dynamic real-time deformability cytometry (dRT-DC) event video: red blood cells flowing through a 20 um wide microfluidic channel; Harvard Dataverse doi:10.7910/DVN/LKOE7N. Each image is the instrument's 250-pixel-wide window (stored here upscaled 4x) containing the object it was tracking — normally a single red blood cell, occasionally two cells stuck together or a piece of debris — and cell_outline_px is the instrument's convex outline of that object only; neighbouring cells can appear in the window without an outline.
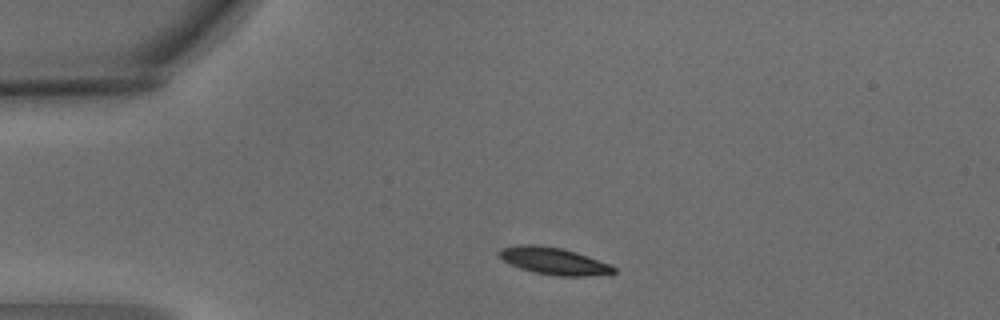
{"species": "common noctule bat (a hibernating species)", "species_latin": "Nyctalus noctula", "temperature_condition": "warm", "stored_images_in_passage": 2, "camera_frame_rate_fps": 3000, "um_per_image_px": 0.085, "animal": {"sex": "male", "body_mass_g": 15.6}, "frame": {"image": 1, "passage_image": 1, "time_ms": 0.0, "image_size_px": [1000, 320], "cell_outline_px": [[616, 272], [584, 276], [560, 276], [536, 272], [520, 268], [508, 264], [496, 252], [500, 248], [520, 244], [536, 244], [564, 248], [612, 264], [616, 268]], "centroid_in_image_um": [47.05, 22.16], "position_along_channel_um": 37.9, "area_um2": 18.15}}